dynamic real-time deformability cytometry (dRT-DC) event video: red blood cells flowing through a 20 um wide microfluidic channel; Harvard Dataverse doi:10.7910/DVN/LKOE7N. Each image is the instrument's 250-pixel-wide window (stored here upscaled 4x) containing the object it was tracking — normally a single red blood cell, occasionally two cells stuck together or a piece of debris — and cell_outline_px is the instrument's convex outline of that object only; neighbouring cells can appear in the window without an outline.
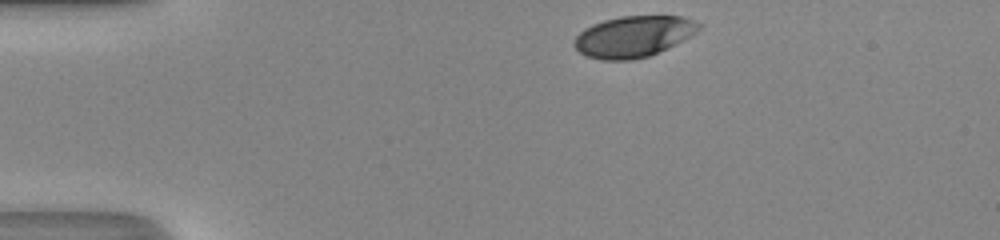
{"species": "human", "species_latin": "Homo sapiens", "temperature_condition": "room temperature", "stored_images_in_passage": 31, "camera_frame_rate_fps": 3000, "um_per_image_px": 0.085, "donor": {"sex": "male"}, "frame": {"image": 1, "passage_image": 1, "time_ms": 0.0, "image_size_px": [1000, 240], "cell_outline_px": [[704, 24], [696, 32], [676, 44], [648, 56], [628, 60], [604, 60], [588, 56], [580, 52], [572, 44], [572, 40], [584, 28], [592, 24], [604, 20], [620, 16], [680, 16]], "centroid_in_image_um": [53.82, 3.09], "position_along_channel_um": 31.2, "area_um2": 29.77}}
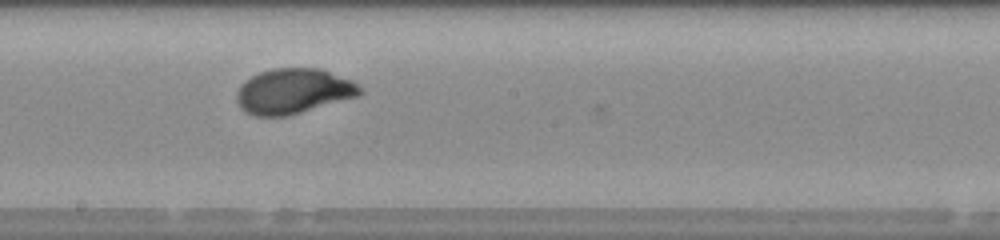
{"frame": {"image": 2, "passage_image": 19, "time_ms": 6.0, "image_size_px": [1000, 240], "cell_outline_px": [[364, 92], [360, 96], [288, 116], [256, 116], [244, 112], [240, 108], [236, 100], [236, 92], [240, 84], [244, 80], [260, 72], [272, 68], [320, 68], [352, 80]], "centroid_in_image_um": [24.92, 7.76], "position_along_channel_um": 223.3, "area_um2": 32.83}}
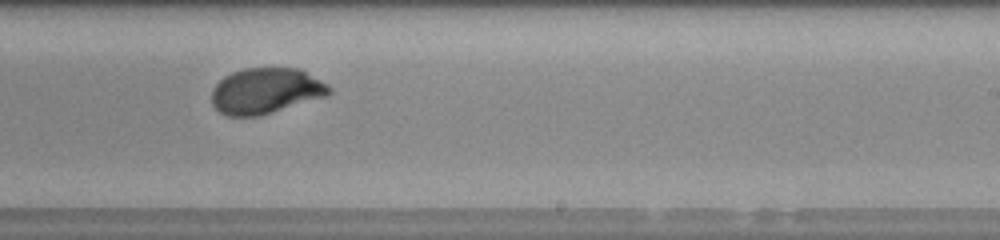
{"frame": {"image": 3, "passage_image": 22, "time_ms": 7.0, "image_size_px": [1000, 240], "cell_outline_px": [[332, 92], [328, 96], [260, 116], [228, 116], [220, 112], [212, 104], [212, 88], [224, 76], [232, 72], [244, 68], [300, 68], [328, 84], [332, 88]], "centroid_in_image_um": [22.62, 7.72], "position_along_channel_um": 266.4, "area_um2": 31.62}, "authors_computed_cell_mechanics": {"area_um2": 32.0212, "velocity_mm_per_s": 4.3174, "shape_relaxation_time_tau1_ms": 3.002, "shape_relaxation_time_tau2_ms": null, "deformation_change_tau1": 0.1681, "deformation_change_tau2": null}}